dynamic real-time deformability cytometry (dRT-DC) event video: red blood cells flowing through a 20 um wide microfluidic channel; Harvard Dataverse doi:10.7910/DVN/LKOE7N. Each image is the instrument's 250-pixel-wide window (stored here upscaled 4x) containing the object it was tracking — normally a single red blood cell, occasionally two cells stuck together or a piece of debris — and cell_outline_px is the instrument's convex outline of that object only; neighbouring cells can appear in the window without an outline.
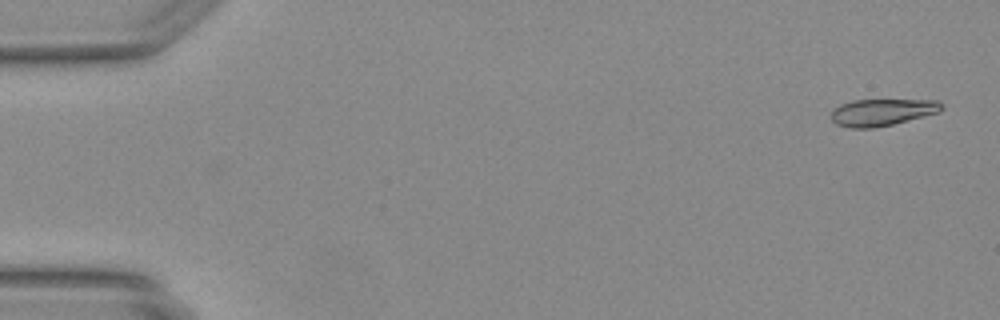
{"species": "Egyptian fruit bat (a non-hibernating species)", "species_latin": "Rousettus aegyptiacus", "temperature_condition": "warm", "stored_images_in_passage": 48, "camera_frame_rate_fps": 3000, "um_per_image_px": 0.085, "animal": {"sex": "female"}, "frame": {"image": 1, "passage_image": 2, "time_ms": 0.333, "image_size_px": [1000, 320], "cell_outline_px": [[944, 108], [940, 112], [876, 128], [852, 128], [836, 124], [832, 120], [832, 112], [840, 104], [852, 100], [940, 100], [944, 104]], "centroid_in_image_um": [75.03, 9.53], "position_along_channel_um": 10.0, "area_um2": 17.34}}
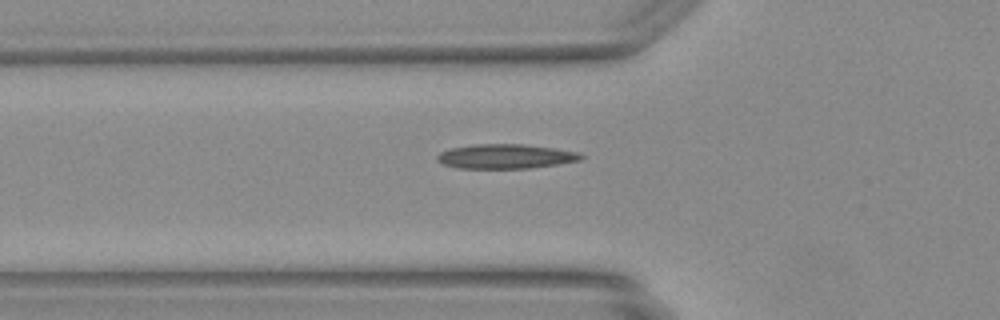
{"frame": {"image": 2, "passage_image": 17, "time_ms": 5.333, "image_size_px": [1000, 320], "cell_outline_px": [[584, 156], [580, 160], [532, 168], [456, 168], [444, 164], [436, 160], [436, 156], [440, 152], [452, 148], [472, 144], [524, 144], [580, 152]], "centroid_in_image_um": [42.95, 13.29], "position_along_channel_um": 82.8, "area_um2": 20.46}}
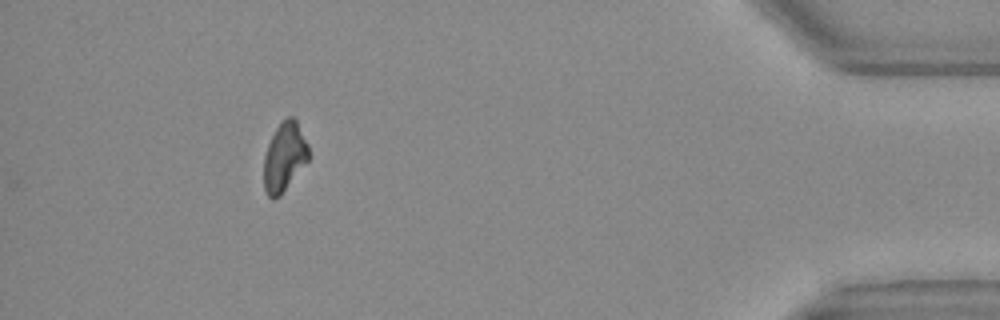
{"frame": {"image": 3, "passage_image": 44, "time_ms": 14.333, "image_size_px": [1000, 320], "cell_outline_px": [[308, 160], [280, 196], [272, 200], [268, 196], [264, 188], [264, 156], [268, 144], [276, 128], [288, 116], [292, 116], [296, 120], [308, 144]], "centroid_in_image_um": [24.16, 13.36], "position_along_channel_um": 411.0, "area_um2": 17.74}}